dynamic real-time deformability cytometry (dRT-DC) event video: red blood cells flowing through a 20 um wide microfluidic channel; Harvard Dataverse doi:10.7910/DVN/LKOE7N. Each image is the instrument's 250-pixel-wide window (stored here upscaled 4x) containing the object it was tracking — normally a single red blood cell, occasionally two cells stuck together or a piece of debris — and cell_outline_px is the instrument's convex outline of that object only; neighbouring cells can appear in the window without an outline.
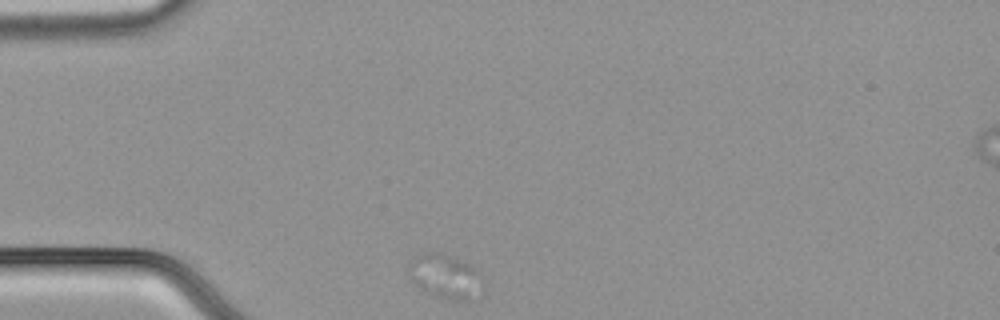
{"species": "common noctule bat (a hibernating species)", "species_latin": "Nyctalus noctula", "temperature_condition": "cold", "stored_images_in_passage": 34, "camera_frame_rate_fps": 3000, "um_per_image_px": 0.085, "animal": {"sex": "male", "body_mass_g": 21.5, "forearm_length_mm": 52.0}, "frame": {"image": 1, "passage_image": 1, "time_ms": 0.0, "image_size_px": [1000, 320], "cell_outline_px": [[484, 296], [468, 300], [456, 300], [436, 296], [424, 292], [412, 280], [408, 268], [408, 264], [420, 252], [440, 252], [472, 264], [484, 276]], "centroid_in_image_um": [37.95, 23.5], "position_along_channel_um": 47.0, "area_um2": 19.88}}
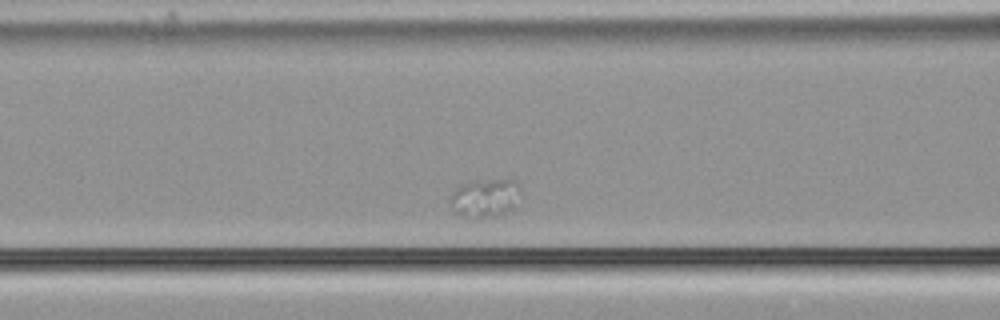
{"frame": {"image": 2, "passage_image": 10, "time_ms": 3.0, "image_size_px": [1000, 320], "cell_outline_px": [[516, 184], [512, 208], [496, 216], [464, 216], [452, 212], [448, 200], [452, 192], [460, 184], [476, 180], [516, 180]], "centroid_in_image_um": [41.05, 16.81], "position_along_channel_um": 125.5, "area_um2": 15.03}}
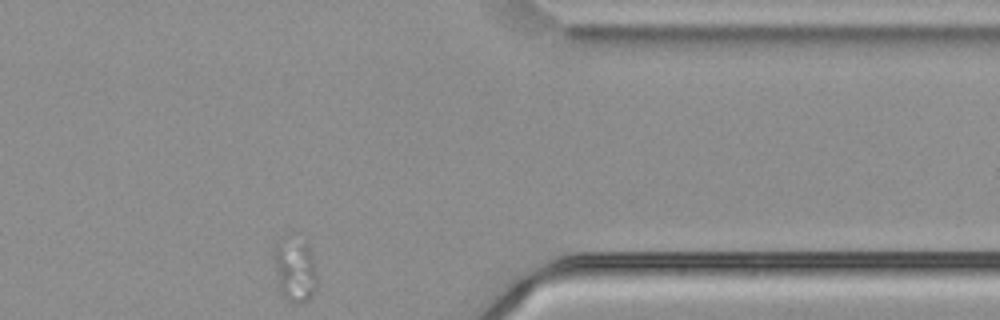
{"frame": {"image": 3, "passage_image": 34, "time_ms": 11.0, "image_size_px": [1000, 320], "cell_outline_px": [[316, 284], [312, 296], [308, 300], [288, 300], [280, 296], [272, 256], [276, 244], [284, 236], [308, 244], [312, 248], [316, 272]], "centroid_in_image_um": [25.04, 22.89], "position_along_channel_um": 386.4, "area_um2": 16.18}}